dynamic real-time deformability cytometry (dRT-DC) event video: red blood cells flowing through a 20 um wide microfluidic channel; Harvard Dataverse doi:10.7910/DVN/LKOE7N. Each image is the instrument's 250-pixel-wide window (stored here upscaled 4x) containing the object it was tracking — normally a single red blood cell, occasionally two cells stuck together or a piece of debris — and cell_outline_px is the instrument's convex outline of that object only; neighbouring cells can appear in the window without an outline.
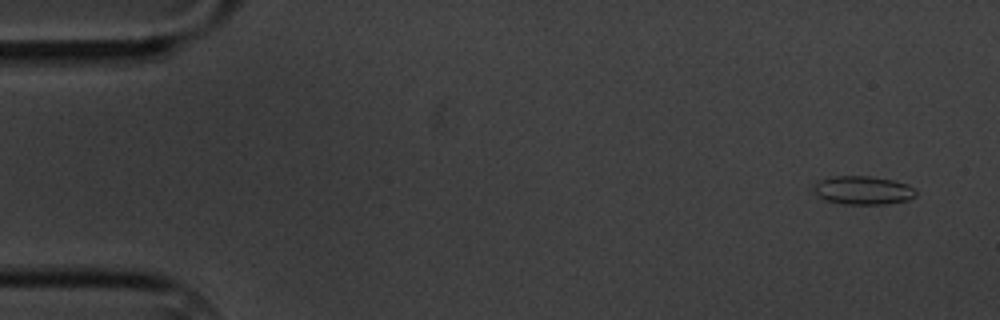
{"species": "common noctule bat (a hibernating species)", "species_latin": "Nyctalus noctula", "temperature_condition": "cold", "stored_images_in_passage": 6, "camera_frame_rate_fps": 3000, "um_per_image_px": 0.085, "animal": {"sex": "male", "body_mass_g": 20.1, "forearm_length_mm": 53.5}, "frame": {"image": 1, "passage_image": 1, "time_ms": 0.0, "image_size_px": [1000, 320], "cell_outline_px": [[916, 196], [908, 200], [884, 204], [844, 204], [824, 200], [816, 196], [812, 192], [812, 188], [820, 180], [832, 176], [872, 176], [892, 180], [908, 184], [916, 192]], "centroid_in_image_um": [73.31, 16.18], "position_along_channel_um": 11.7, "area_um2": 17.11}}
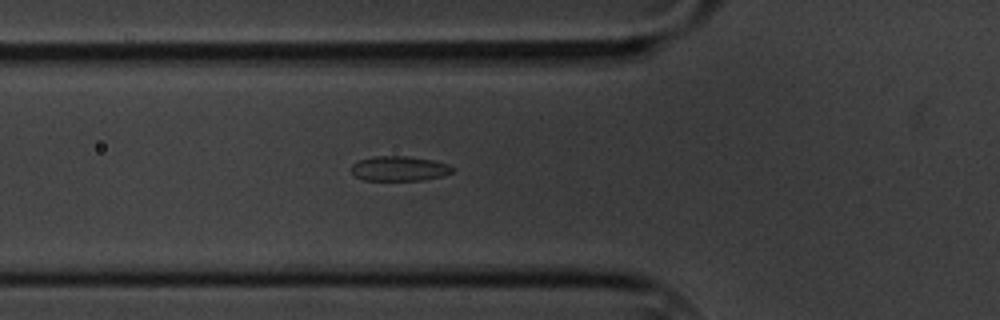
{"frame": {"image": 2, "passage_image": 6, "time_ms": 5.667, "image_size_px": [1000, 320], "cell_outline_px": [[456, 168], [452, 172], [444, 176], [424, 180], [364, 180], [356, 176], [352, 172], [352, 164], [360, 160], [372, 156], [404, 156], [432, 160], [448, 164]], "centroid_in_image_um": [33.97, 14.33], "position_along_channel_um": 91.8, "area_um2": 14.62}}